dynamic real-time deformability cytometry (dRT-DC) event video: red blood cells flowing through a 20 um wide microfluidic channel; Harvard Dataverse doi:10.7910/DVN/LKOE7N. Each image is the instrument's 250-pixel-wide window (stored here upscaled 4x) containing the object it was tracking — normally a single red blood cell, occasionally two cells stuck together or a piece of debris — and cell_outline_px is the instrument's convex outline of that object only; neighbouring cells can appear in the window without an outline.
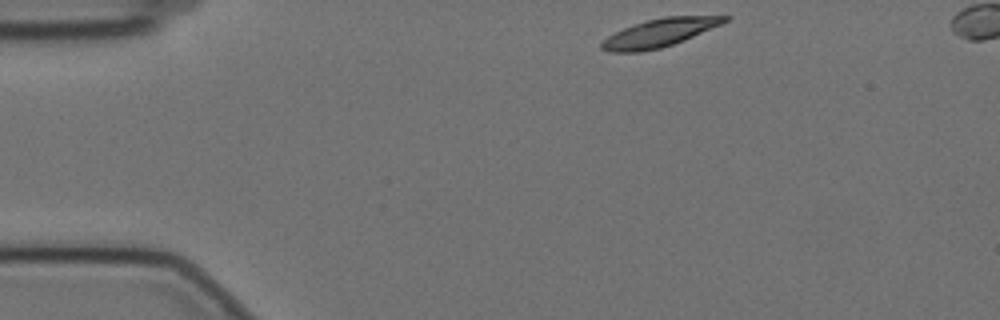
{"species": "Egyptian fruit bat (a non-hibernating species)", "species_latin": "Rousettus aegyptiacus", "temperature_condition": "cold", "stored_images_in_passage": 47, "camera_frame_rate_fps": 3000, "um_per_image_px": 0.085, "animal": {"sex": "female"}, "frame": {"image": 1, "passage_image": 1, "time_ms": 0.0, "image_size_px": [1000, 320], "cell_outline_px": [[732, 16], [728, 20], [720, 24], [684, 40], [660, 48], [640, 52], [608, 52], [600, 48], [600, 44], [608, 36], [624, 28], [648, 20], [664, 16]], "centroid_in_image_um": [56.02, 2.8], "position_along_channel_um": 29.0, "area_um2": 19.77}}
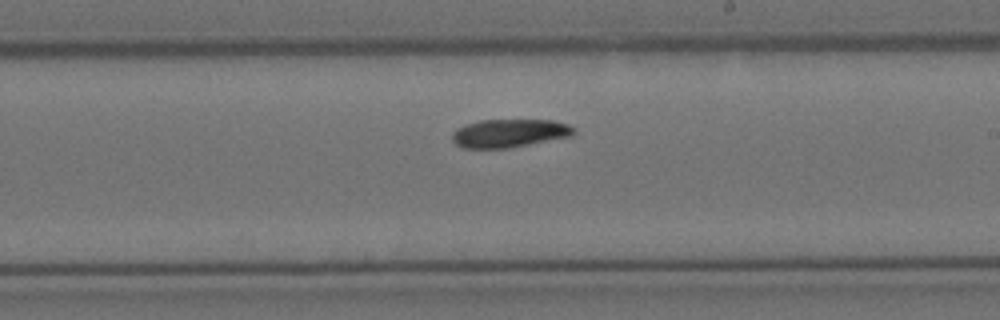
{"frame": {"image": 2, "passage_image": 25, "time_ms": 8.0, "image_size_px": [1000, 320], "cell_outline_px": [[576, 132], [572, 136], [508, 148], [464, 148], [456, 144], [452, 140], [452, 132], [456, 128], [464, 124], [480, 120], [552, 120], [568, 124], [576, 128]], "centroid_in_image_um": [43.29, 11.31], "position_along_channel_um": 245.7, "area_um2": 20.17}}
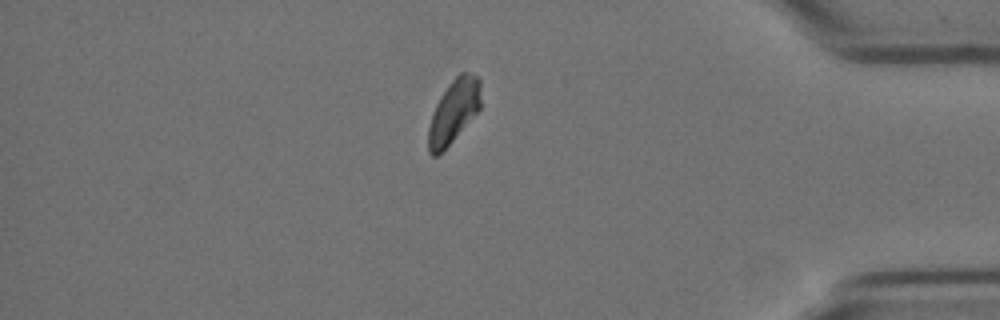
{"frame": {"image": 3, "passage_image": 41, "time_ms": 13.333, "image_size_px": [1000, 320], "cell_outline_px": [[480, 108], [452, 140], [436, 156], [432, 156], [428, 152], [428, 128], [432, 112], [440, 96], [452, 80], [460, 72], [464, 72], [476, 76], [480, 80]], "centroid_in_image_um": [38.54, 9.44], "position_along_channel_um": 396.7, "area_um2": 18.9}}